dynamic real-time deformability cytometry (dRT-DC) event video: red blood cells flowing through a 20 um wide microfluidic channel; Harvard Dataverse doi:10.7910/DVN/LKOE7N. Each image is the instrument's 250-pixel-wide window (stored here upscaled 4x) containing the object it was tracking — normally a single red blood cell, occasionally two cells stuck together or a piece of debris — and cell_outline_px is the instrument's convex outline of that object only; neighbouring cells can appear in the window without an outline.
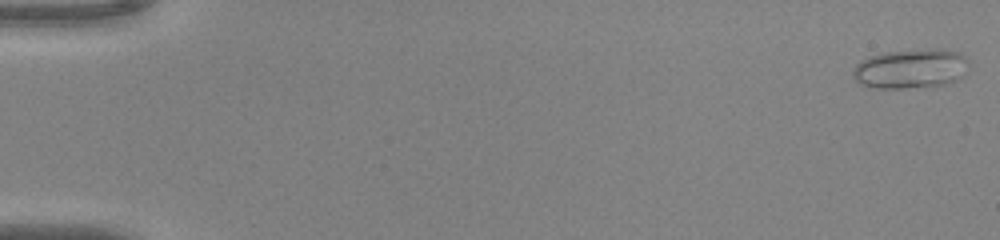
{"species": "common noctule bat (a hibernating species)", "species_latin": "Nyctalus noctula", "temperature_condition": "warm", "stored_images_in_passage": 52, "camera_frame_rate_fps": 3000, "um_per_image_px": 0.085, "animal": {"sex": "male", "body_mass_g": 20.0, "forearm_length_mm": 53.3}, "frame": {"image": 1, "passage_image": 1, "time_ms": 0.0, "image_size_px": [1000, 240], "cell_outline_px": [[968, 64], [964, 76], [956, 80], [944, 84], [904, 88], [868, 88], [860, 84], [852, 76], [852, 72], [856, 64], [860, 60], [868, 56], [884, 52], [936, 48], [960, 52], [968, 60]], "centroid_in_image_um": [77.38, 5.83], "position_along_channel_um": 7.6, "area_um2": 26.93}}
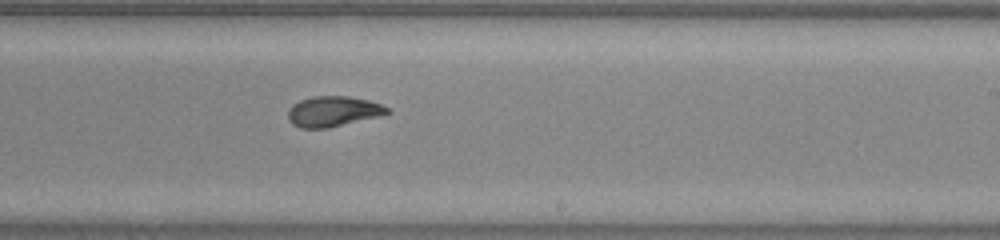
{"frame": {"image": 2, "passage_image": 32, "time_ms": 10.333, "image_size_px": [1000, 240], "cell_outline_px": [[392, 112], [380, 116], [328, 128], [300, 128], [292, 124], [288, 120], [288, 112], [292, 104], [300, 100], [312, 96], [348, 96], [368, 100], [380, 104], [388, 108]], "centroid_in_image_um": [28.3, 9.47], "position_along_channel_um": 260.7, "area_um2": 17.63}}
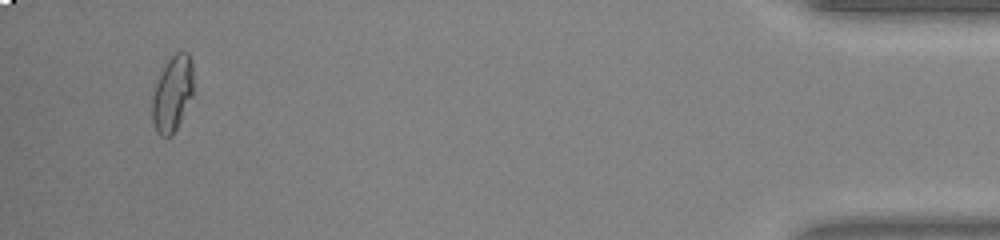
{"frame": {"image": 3, "passage_image": 49, "time_ms": 16.0, "image_size_px": [1000, 240], "cell_outline_px": [[192, 96], [172, 136], [160, 136], [156, 132], [152, 120], [152, 100], [156, 84], [168, 60], [176, 52], [188, 52], [192, 60]], "centroid_in_image_um": [14.65, 7.97], "position_along_channel_um": 420.6, "area_um2": 17.8}, "authors_computed_cell_mechanics": {"area_um2": 18.2359, "velocity_mm_per_s": 4.0752, "shape_relaxation_time_tau1_ms": 5.3158, "shape_relaxation_time_tau2_ms": 1.4751, "deformation_change_tau1": 0.2027, "deformation_change_tau2": 0.0734}}